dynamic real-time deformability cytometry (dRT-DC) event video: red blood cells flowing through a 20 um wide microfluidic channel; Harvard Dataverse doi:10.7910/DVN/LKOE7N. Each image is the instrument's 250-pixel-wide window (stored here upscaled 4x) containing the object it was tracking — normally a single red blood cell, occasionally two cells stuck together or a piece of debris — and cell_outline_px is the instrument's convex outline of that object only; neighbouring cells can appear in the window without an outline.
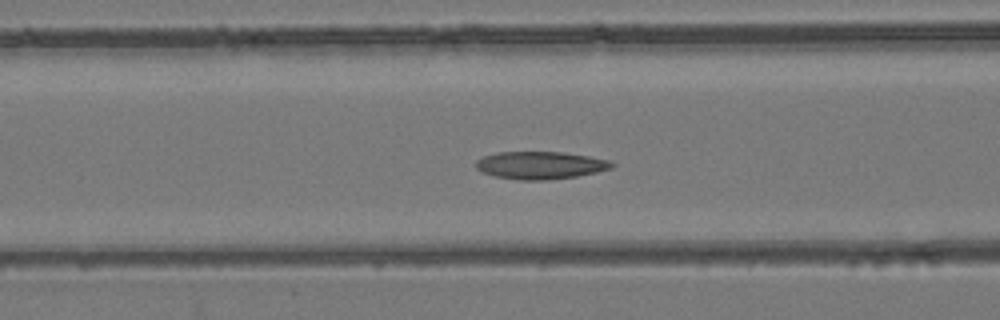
{"species": "common noctule bat (a hibernating species)", "species_latin": "Nyctalus noctula", "temperature_condition": "room temperature", "stored_images_in_passage": 54, "camera_frame_rate_fps": 3000, "um_per_image_px": 0.085, "animal": {"sex": "female", "body_mass_g": 24.6, "forearm_length_mm": 56.2}, "frame": {"image": 1, "passage_image": 22, "time_ms": 7.0, "image_size_px": [1000, 320], "cell_outline_px": [[616, 164], [612, 168], [596, 172], [576, 176], [544, 180], [520, 180], [496, 176], [484, 172], [476, 168], [476, 160], [484, 156], [500, 152], [560, 152], [588, 156], [608, 160]], "centroid_in_image_um": [45.94, 14.04], "position_along_channel_um": 120.7, "area_um2": 21.56}}
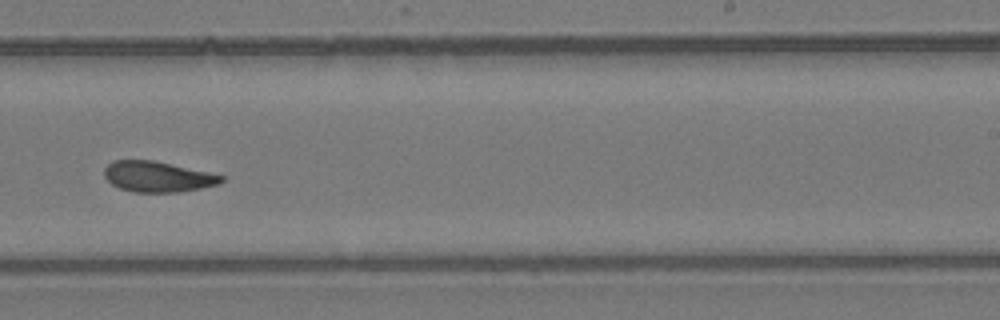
{"frame": {"image": 2, "passage_image": 34, "time_ms": 11.0, "image_size_px": [1000, 320], "cell_outline_px": [[224, 180], [220, 184], [180, 192], [132, 192], [120, 188], [112, 184], [104, 176], [104, 168], [112, 160], [152, 160], [224, 176]], "centroid_in_image_um": [13.37, 15.02], "position_along_channel_um": 275.6, "area_um2": 20.69}}
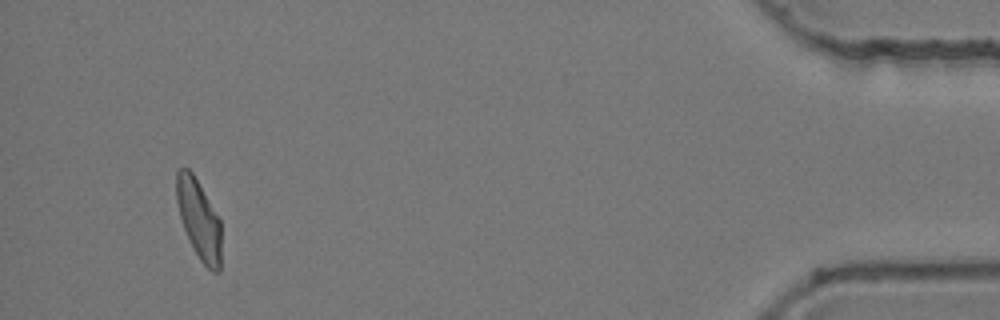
{"frame": {"image": 3, "passage_image": 51, "time_ms": 16.667, "image_size_px": [1000, 320], "cell_outline_px": [[220, 272], [212, 272], [200, 260], [184, 228], [180, 216], [176, 200], [176, 172], [180, 168], [188, 168], [192, 172], [220, 220]], "centroid_in_image_um": [16.89, 18.63], "position_along_channel_um": 418.3, "area_um2": 20.23}, "authors_computed_cell_mechanics": {"area_um2": 21.6461, "velocity_mm_per_s": 3.8771, "shape_relaxation_time_tau1_ms": null, "shape_relaxation_time_tau2_ms": 2.1451, "deformation_change_tau1": null, "deformation_change_tau2": 0.0853}}